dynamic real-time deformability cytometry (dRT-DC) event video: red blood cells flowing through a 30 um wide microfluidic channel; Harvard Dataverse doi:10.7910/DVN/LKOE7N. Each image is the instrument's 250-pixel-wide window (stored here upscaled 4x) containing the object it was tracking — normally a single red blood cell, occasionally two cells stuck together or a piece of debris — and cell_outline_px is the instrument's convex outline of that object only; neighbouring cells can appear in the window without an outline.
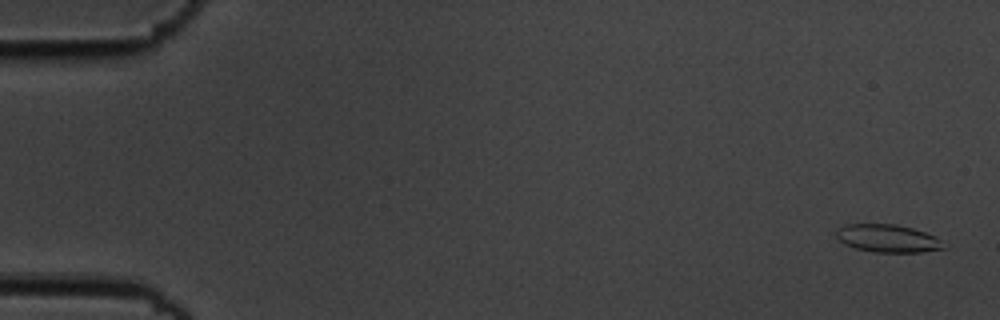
{"species": "common noctule bat (a hibernating species)", "species_latin": "Nyctalus noctula", "temperature_condition": "cold", "stored_images_in_passage": 10, "camera_frame_rate_fps": 3000, "um_per_image_px": 0.085, "animal": {"sex": "male", "body_mass_g": 19.5, "forearm_length_mm": 54.6}, "frame": {"image": 1, "passage_image": 1, "time_ms": 0.0, "image_size_px": [1000, 320], "cell_outline_px": [[948, 248], [920, 252], [872, 252], [856, 248], [844, 244], [836, 236], [836, 228], [844, 224], [896, 224], [912, 228], [936, 236]], "centroid_in_image_um": [75.45, 20.26], "position_along_channel_um": 9.6, "area_um2": 17.51}}
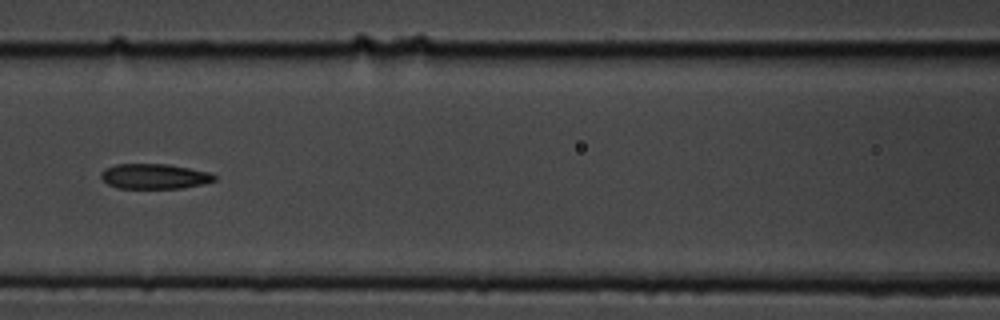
{"frame": {"image": 2, "passage_image": 7, "time_ms": 2.0, "image_size_px": [1000, 320], "cell_outline_px": [[216, 180], [204, 184], [184, 188], [116, 188], [108, 184], [100, 176], [100, 172], [104, 168], [116, 164], [168, 164], [212, 172], [216, 176]], "centroid_in_image_um": [13.15, 14.98], "position_along_channel_um": 153.5, "area_um2": 16.82}}
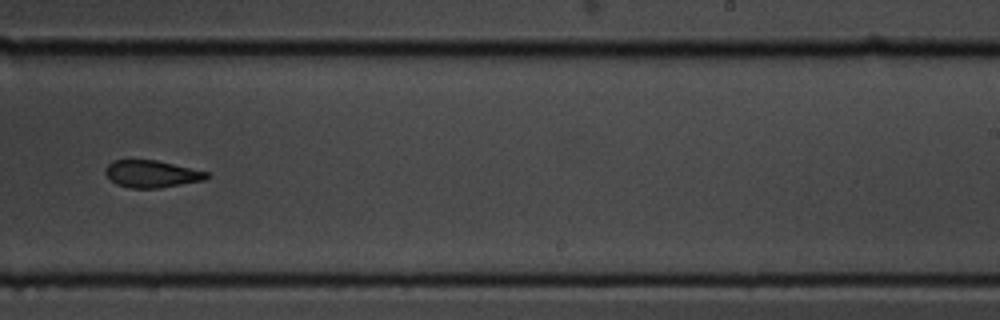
{"frame": {"image": 3, "passage_image": 10, "time_ms": 3.0, "image_size_px": [1000, 320], "cell_outline_px": [[212, 176], [204, 180], [160, 188], [128, 188], [116, 184], [104, 172], [104, 168], [112, 160], [156, 160], [208, 172]], "centroid_in_image_um": [12.89, 14.78], "position_along_channel_um": 276.1, "area_um2": 16.07}}